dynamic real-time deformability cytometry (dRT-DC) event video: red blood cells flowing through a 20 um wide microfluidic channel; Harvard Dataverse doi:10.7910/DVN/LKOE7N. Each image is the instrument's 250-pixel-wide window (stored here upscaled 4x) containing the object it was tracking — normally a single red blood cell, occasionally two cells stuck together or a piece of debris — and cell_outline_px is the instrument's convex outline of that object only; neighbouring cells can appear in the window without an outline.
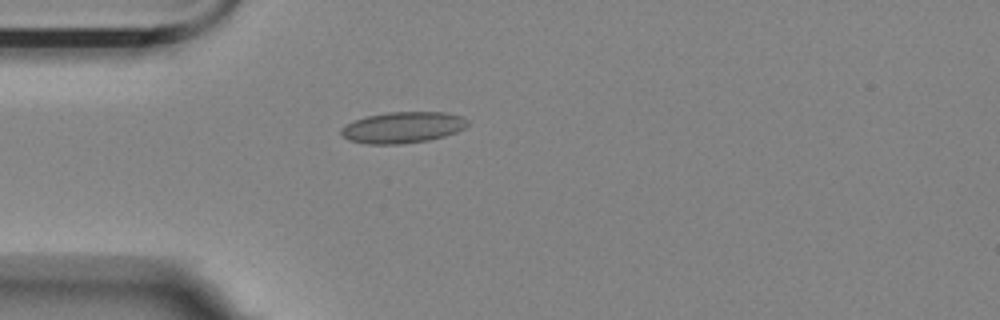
{"species": "Egyptian fruit bat (a non-hibernating species)", "species_latin": "Rousettus aegyptiacus", "temperature_condition": "room temperature", "stored_images_in_passage": 42, "camera_frame_rate_fps": 3000, "um_per_image_px": 0.085, "animal": {"sex": "female"}, "frame": {"image": 1, "passage_image": 1, "time_ms": 0.0, "image_size_px": [1000, 320], "cell_outline_px": [[468, 124], [464, 128], [456, 132], [444, 136], [428, 140], [400, 144], [368, 144], [348, 140], [340, 132], [340, 128], [356, 120], [368, 116], [388, 112], [444, 112], [460, 116], [468, 120]], "centroid_in_image_um": [34.24, 10.83], "position_along_channel_um": 50.8, "area_um2": 22.77}}
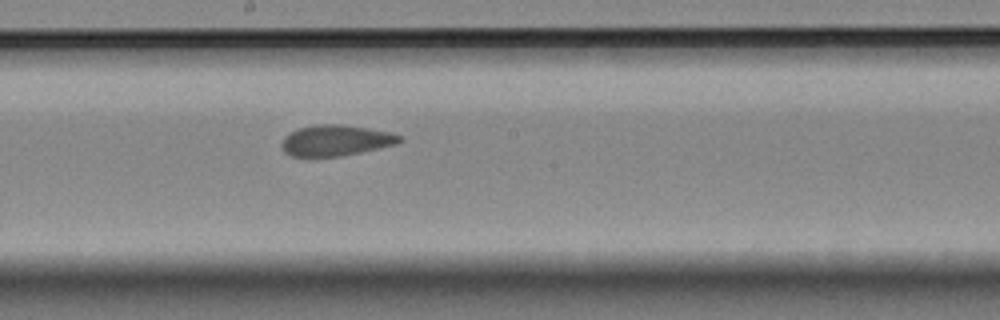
{"frame": {"image": 2, "passage_image": 16, "time_ms": 5.0, "image_size_px": [1000, 320], "cell_outline_px": [[404, 140], [396, 144], [360, 152], [340, 156], [292, 156], [284, 152], [280, 144], [284, 136], [300, 128], [316, 124], [340, 124], [368, 128], [388, 132], [404, 136]], "centroid_in_image_um": [28.55, 11.93], "position_along_channel_um": 219.7, "area_um2": 21.1}}
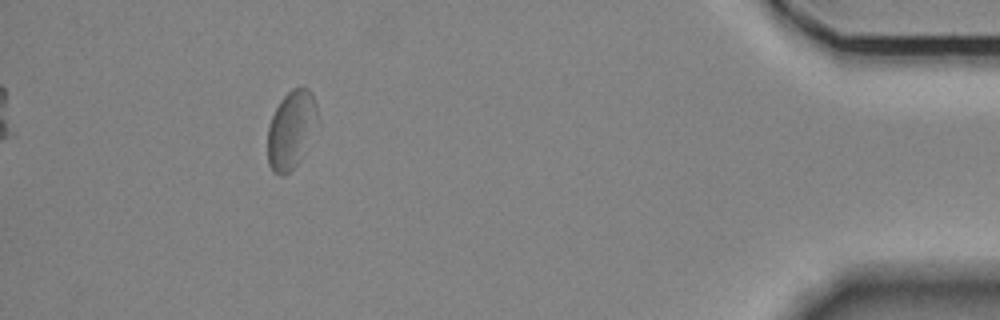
{"frame": {"image": 3, "passage_image": 37, "time_ms": 12.0, "image_size_px": [1000, 320], "cell_outline_px": [[320, 124], [296, 164], [284, 176], [280, 176], [272, 172], [268, 164], [268, 128], [272, 116], [280, 100], [292, 88], [308, 88], [312, 92], [316, 104], [320, 120]], "centroid_in_image_um": [24.78, 11.01], "position_along_channel_um": 410.4, "area_um2": 22.95}, "authors_computed_cell_mechanics": {"area_um2": 21.7328, "velocity_mm_per_s": 3.5368, "shape_relaxation_time_tau1_ms": null, "shape_relaxation_time_tau2_ms": 2.6548, "deformation_change_tau1": null, "deformation_change_tau2": 0.0643}}